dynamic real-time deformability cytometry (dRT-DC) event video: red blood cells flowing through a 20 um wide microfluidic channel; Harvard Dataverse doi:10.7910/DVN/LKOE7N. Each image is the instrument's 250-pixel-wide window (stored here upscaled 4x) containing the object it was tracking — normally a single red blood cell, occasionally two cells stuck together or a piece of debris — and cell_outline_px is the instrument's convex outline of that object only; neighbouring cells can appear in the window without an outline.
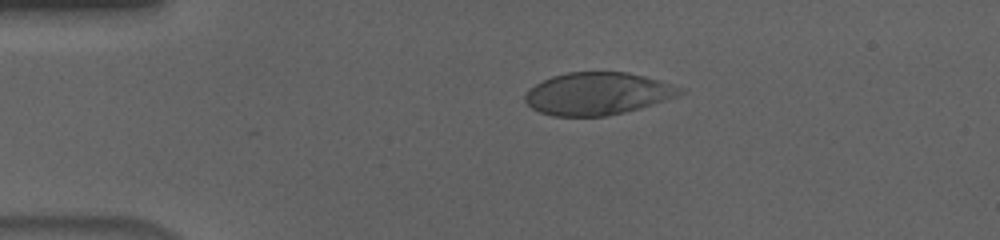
{"species": "human", "species_latin": "Homo sapiens", "temperature_condition": "cold", "stored_images_in_passage": 56, "camera_frame_rate_fps": 3000, "um_per_image_px": 0.085, "donor": {"sex": "male"}, "frame": {"image": 1, "passage_image": 12, "time_ms": 3.667, "image_size_px": [1000, 240], "cell_outline_px": [[688, 88], [684, 92], [676, 96], [640, 108], [624, 112], [604, 116], [552, 116], [540, 112], [532, 108], [524, 100], [524, 96], [528, 88], [552, 76], [568, 72], [628, 72], [660, 80]], "centroid_in_image_um": [50.81, 7.95], "position_along_channel_um": 34.2, "area_um2": 38.38}}
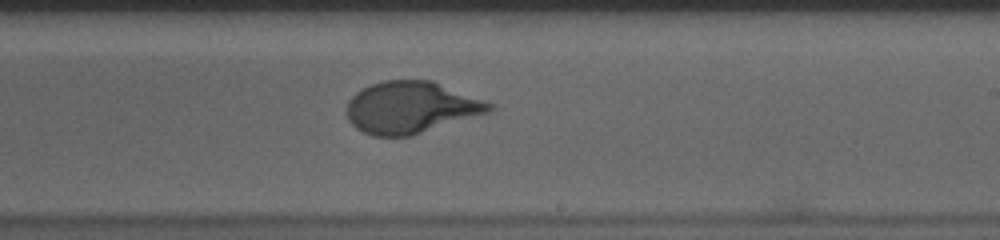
{"frame": {"image": 2, "passage_image": 34, "time_ms": 11.0, "image_size_px": [1000, 240], "cell_outline_px": [[496, 108], [492, 112], [412, 136], [372, 136], [356, 128], [348, 120], [348, 100], [356, 92], [372, 84], [384, 80], [432, 80], [496, 104]], "centroid_in_image_um": [35.01, 9.14], "position_along_channel_um": 254.0, "area_um2": 43.47}}
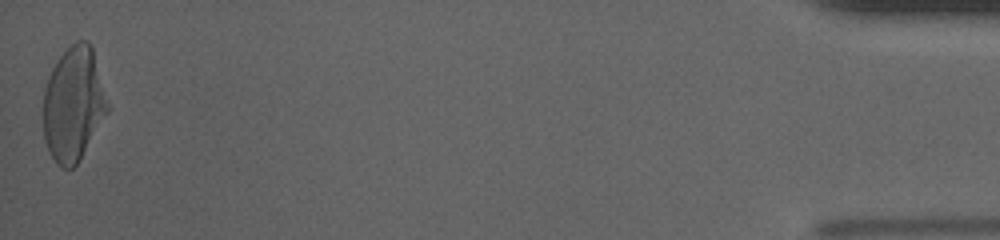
{"frame": {"image": 3, "passage_image": 56, "time_ms": 18.333, "image_size_px": [1000, 240], "cell_outline_px": [[108, 112], [76, 164], [72, 168], [60, 168], [56, 164], [44, 140], [44, 92], [48, 76], [52, 68], [60, 56], [76, 40], [88, 40], [92, 48], [108, 104]], "centroid_in_image_um": [6.23, 8.85], "position_along_channel_um": 429.0, "area_um2": 42.08}, "authors_computed_cell_mechanics": {"area_um2": 41.8472, "velocity_mm_per_s": 3.6309, "shape_relaxation_time_tau1_ms": 4.9688, "shape_relaxation_time_tau2_ms": null, "deformation_change_tau1": 0.2171, "deformation_change_tau2": null}}